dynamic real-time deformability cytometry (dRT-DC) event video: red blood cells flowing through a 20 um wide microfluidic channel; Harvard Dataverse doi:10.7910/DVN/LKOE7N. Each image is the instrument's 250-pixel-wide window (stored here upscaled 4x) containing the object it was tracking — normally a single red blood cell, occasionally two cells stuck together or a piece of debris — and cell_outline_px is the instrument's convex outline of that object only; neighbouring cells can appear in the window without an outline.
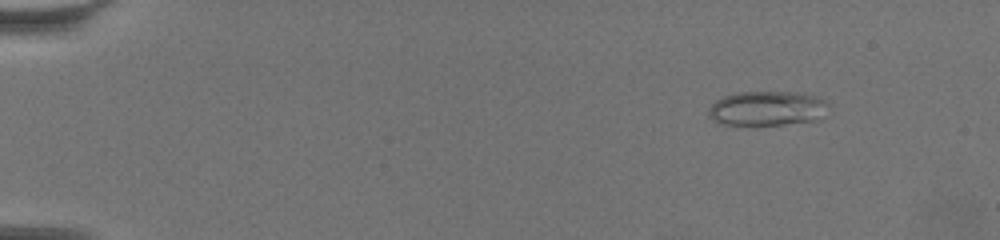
{"species": "common noctule bat (a hibernating species)", "species_latin": "Nyctalus noctula", "temperature_condition": "warm", "stored_images_in_passage": 63, "camera_frame_rate_fps": 3000, "um_per_image_px": 0.085, "animal": {"sex": "female", "body_mass_g": 19.5, "forearm_length_mm": 54.1}, "frame": {"image": 1, "passage_image": 8, "time_ms": 2.333, "image_size_px": [1000, 240], "cell_outline_px": [[828, 104], [816, 120], [784, 124], [720, 124], [712, 120], [708, 116], [708, 108], [716, 100], [724, 96], [740, 92], [792, 92], [816, 96], [824, 100]], "centroid_in_image_um": [65.13, 9.21], "position_along_channel_um": 19.9, "area_um2": 23.7}}
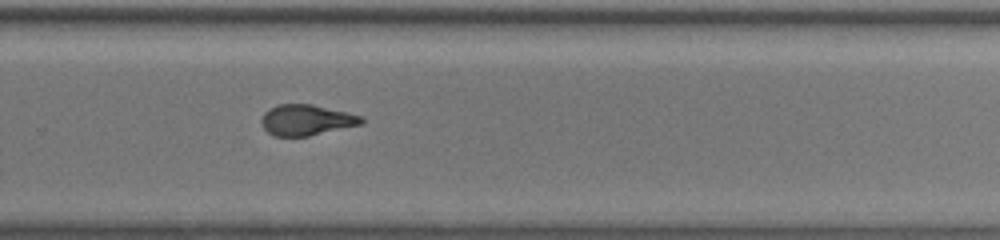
{"frame": {"image": 2, "passage_image": 44, "time_ms": 14.333, "image_size_px": [1000, 240], "cell_outline_px": [[364, 124], [308, 136], [272, 136], [264, 128], [260, 120], [264, 112], [280, 104], [312, 104], [364, 116]], "centroid_in_image_um": [26.08, 10.2], "position_along_channel_um": 303.7, "area_um2": 17.98}}
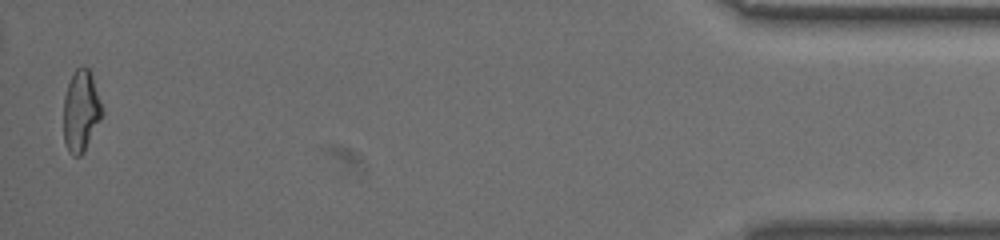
{"frame": {"image": 3, "passage_image": 62, "time_ms": 20.333, "image_size_px": [1000, 240], "cell_outline_px": [[104, 112], [84, 152], [80, 156], [72, 156], [68, 152], [64, 140], [64, 96], [68, 84], [76, 68], [88, 68], [92, 76]], "centroid_in_image_um": [6.88, 9.48], "position_along_channel_um": 428.3, "area_um2": 18.09}, "authors_computed_cell_mechanics": {"area_um2": 18.3804, "velocity_mm_per_s": 3.4243, "shape_relaxation_time_tau1_ms": 9.0451, "shape_relaxation_time_tau2_ms": 1.7888, "deformation_change_tau1": 0.2576, "deformation_change_tau2": 0.1014}}